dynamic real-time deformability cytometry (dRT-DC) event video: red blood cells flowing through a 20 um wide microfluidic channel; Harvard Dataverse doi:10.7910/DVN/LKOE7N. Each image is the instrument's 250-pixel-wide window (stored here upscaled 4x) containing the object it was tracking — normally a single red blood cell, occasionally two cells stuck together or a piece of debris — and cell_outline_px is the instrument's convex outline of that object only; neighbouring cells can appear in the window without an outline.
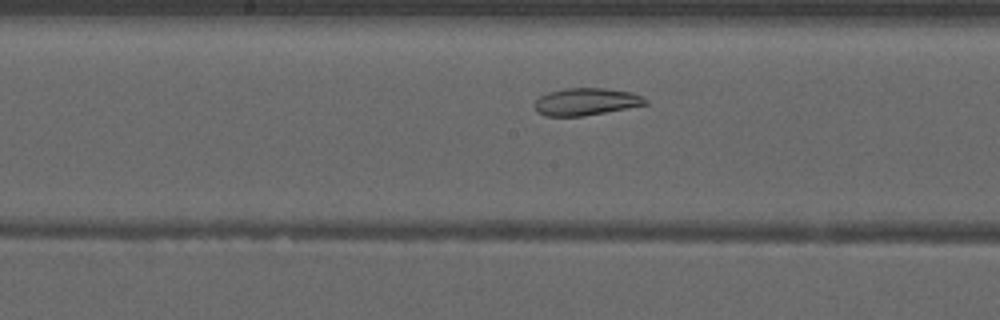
{"species": "common noctule bat (a hibernating species)", "species_latin": "Nyctalus noctula", "temperature_condition": "warm", "stored_images_in_passage": 42, "camera_frame_rate_fps": 3000, "um_per_image_px": 0.085, "animal": {"sex": "male", "forearm_length_mm": 52.5}, "frame": {"image": 1, "passage_image": 17, "time_ms": 5.333, "image_size_px": [1000, 320], "cell_outline_px": [[648, 104], [604, 112], [580, 116], [544, 116], [536, 112], [536, 100], [540, 96], [548, 92], [564, 88], [604, 88], [632, 92], [648, 100]], "centroid_in_image_um": [49.8, 8.64], "position_along_channel_um": 198.4, "area_um2": 17.46}}
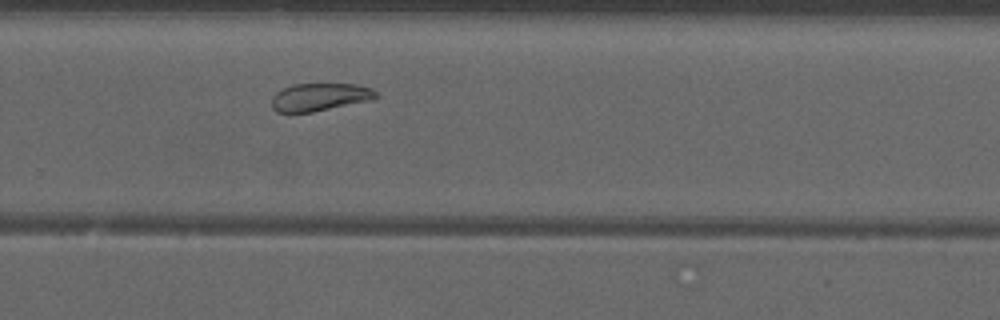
{"frame": {"image": 2, "passage_image": 25, "time_ms": 8.0, "image_size_px": [1000, 320], "cell_outline_px": [[380, 96], [372, 100], [312, 112], [276, 112], [272, 108], [272, 96], [276, 92], [292, 84], [356, 84], [372, 88]], "centroid_in_image_um": [27.2, 8.24], "position_along_channel_um": 302.6, "area_um2": 16.94}}
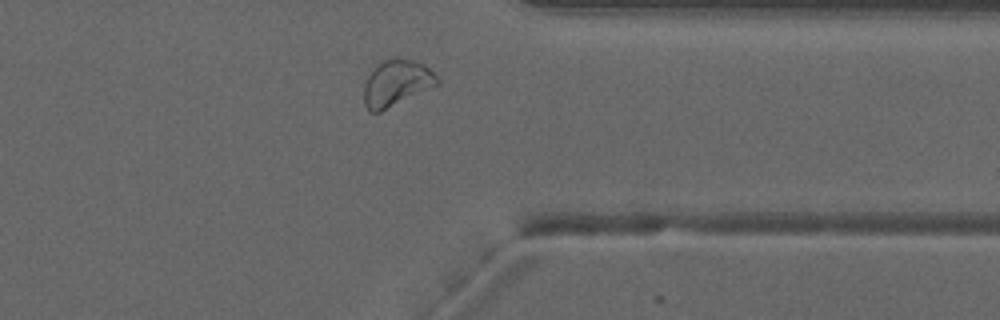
{"frame": {"image": 3, "passage_image": 31, "time_ms": 10.0, "image_size_px": [1000, 320], "cell_outline_px": [[440, 84], [380, 112], [368, 112], [364, 104], [364, 80], [384, 60], [396, 56], [416, 60], [424, 64], [440, 80]], "centroid_in_image_um": [33.71, 7.06], "position_along_channel_um": 377.7, "area_um2": 19.88}, "authors_computed_cell_mechanics": {"area_um2": 20.4901, "velocity_mm_per_s": 3.9286, "shape_relaxation_time_tau1_ms": null, "shape_relaxation_time_tau2_ms": 2.4471, "deformation_change_tau1": null, "deformation_change_tau2": 0.0713}}